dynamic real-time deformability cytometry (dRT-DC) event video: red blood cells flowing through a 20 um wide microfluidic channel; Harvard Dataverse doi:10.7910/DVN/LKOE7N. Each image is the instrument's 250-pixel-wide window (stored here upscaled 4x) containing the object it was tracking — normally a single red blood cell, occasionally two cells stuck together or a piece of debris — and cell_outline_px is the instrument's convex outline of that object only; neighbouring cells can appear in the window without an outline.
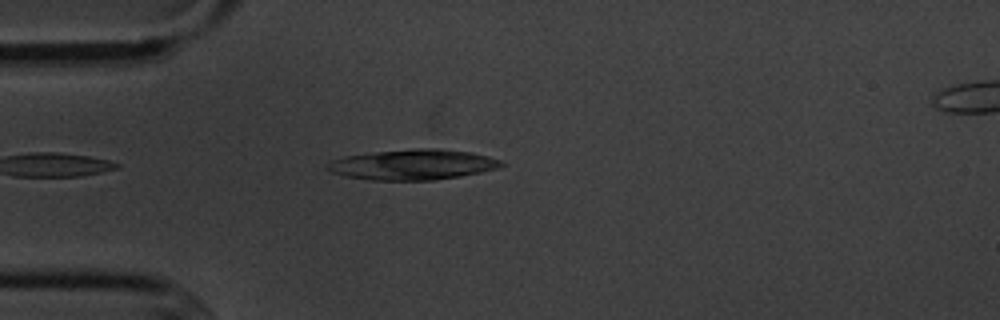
{"species": "common noctule bat (a hibernating species)", "species_latin": "Nyctalus noctula", "temperature_condition": "cold", "stored_images_in_passage": 2, "camera_frame_rate_fps": 3000, "um_per_image_px": 0.085, "animal": {"sex": "male", "body_mass_g": 20.1, "forearm_length_mm": 53.5}, "frame": {"image": 1, "passage_image": 1, "time_ms": 0.0, "image_size_px": [1000, 320], "cell_outline_px": [[504, 164], [500, 168], [460, 176], [432, 180], [372, 180], [344, 176], [332, 172], [324, 168], [324, 164], [332, 160], [344, 156], [376, 152], [416, 148], [440, 148], [472, 152], [488, 156], [500, 160]], "centroid_in_image_um": [35.07, 13.99], "position_along_channel_um": 49.9, "area_um2": 30.92}}